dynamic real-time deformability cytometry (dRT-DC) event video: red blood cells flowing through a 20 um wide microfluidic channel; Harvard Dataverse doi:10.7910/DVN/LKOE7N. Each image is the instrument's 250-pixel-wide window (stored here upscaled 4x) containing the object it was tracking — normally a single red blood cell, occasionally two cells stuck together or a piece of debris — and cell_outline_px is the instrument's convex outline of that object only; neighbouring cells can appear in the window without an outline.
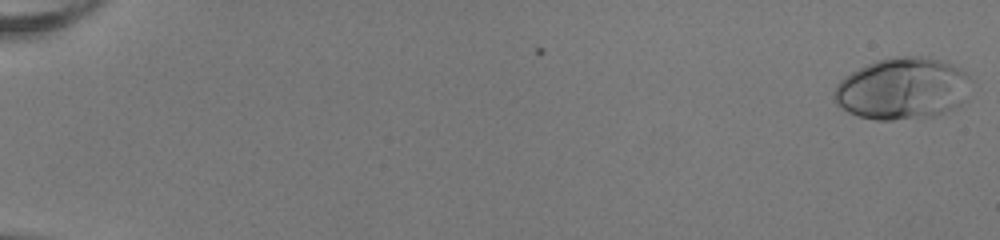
{"species": "human", "species_latin": "Homo sapiens", "temperature_condition": "room temperature", "stored_images_in_passage": 53, "camera_frame_rate_fps": 3000, "um_per_image_px": 0.085, "donor": {"sex": "female"}, "frame": {"image": 1, "passage_image": 1, "time_ms": 0.0, "image_size_px": [1000, 240], "cell_outline_px": [[972, 80], [964, 100], [960, 104], [944, 112], [932, 116], [892, 120], [876, 120], [860, 116], [848, 112], [836, 104], [832, 96], [836, 84], [844, 76], [876, 60], [896, 56], [924, 56], [940, 60], [960, 68]], "centroid_in_image_um": [76.69, 7.52], "position_along_channel_um": 8.3, "area_um2": 49.25}}
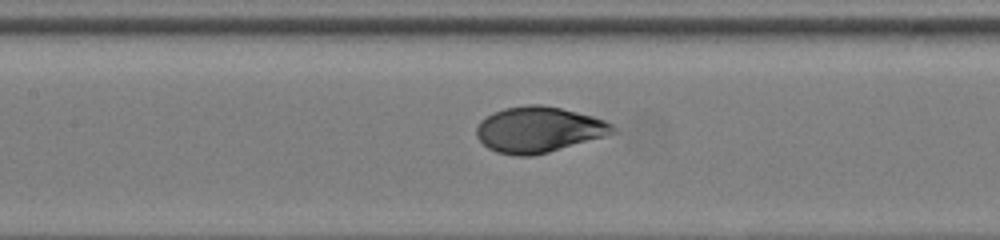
{"frame": {"image": 2, "passage_image": 27, "time_ms": 8.667, "image_size_px": [1000, 240], "cell_outline_px": [[620, 132], [548, 152], [532, 156], [512, 156], [496, 152], [488, 148], [476, 136], [476, 128], [480, 120], [492, 112], [504, 108], [528, 104], [540, 104], [560, 108], [592, 116], [604, 120], [612, 124]], "centroid_in_image_um": [45.78, 11.02], "position_along_channel_um": 161.6, "area_um2": 36.53}}
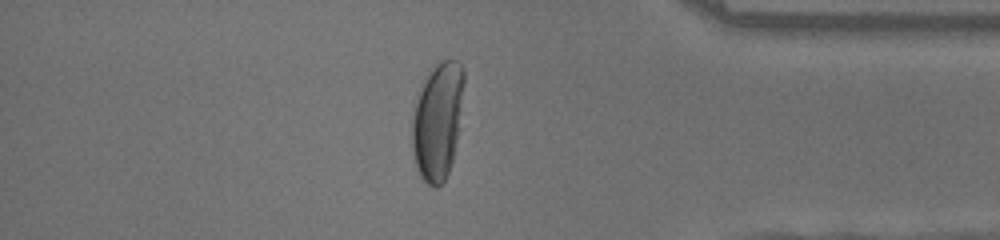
{"frame": {"image": 3, "passage_image": 46, "time_ms": 15.0, "image_size_px": [1000, 240], "cell_outline_px": [[464, 84], [456, 140], [452, 164], [444, 180], [436, 188], [428, 184], [420, 176], [416, 168], [412, 152], [412, 112], [416, 100], [424, 80], [436, 64], [440, 60], [456, 60], [464, 68]], "centroid_in_image_um": [37.18, 10.29], "position_along_channel_um": 398.0, "area_um2": 35.26}, "authors_computed_cell_mechanics": {"area_um2": 37.6278, "velocity_mm_per_s": 4.016, "shape_relaxation_time_tau1_ms": 4.1585, "shape_relaxation_time_tau2_ms": null, "deformation_change_tau1": 0.2229, "deformation_change_tau2": null}}